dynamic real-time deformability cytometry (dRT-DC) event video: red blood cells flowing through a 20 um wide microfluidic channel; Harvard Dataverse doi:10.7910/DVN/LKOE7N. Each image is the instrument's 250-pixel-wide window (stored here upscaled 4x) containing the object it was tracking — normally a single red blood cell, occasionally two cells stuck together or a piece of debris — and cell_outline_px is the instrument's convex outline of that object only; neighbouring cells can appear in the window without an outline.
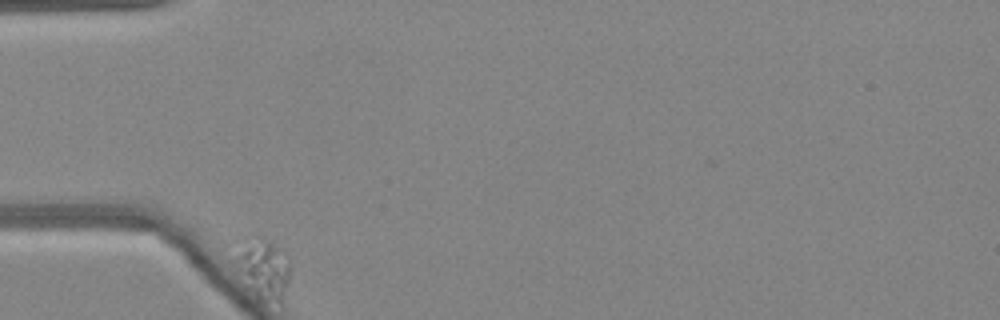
{"species": "common noctule bat (a hibernating species)", "species_latin": "Nyctalus noctula", "temperature_condition": "warm", "stored_images_in_passage": 39, "camera_frame_rate_fps": 3000, "um_per_image_px": 0.085, "animal": {"sex": "female", "body_mass_g": 24.6, "forearm_length_mm": 56.2}, "frame": {"image": 1, "passage_image": 1, "time_ms": 0.0, "image_size_px": [1000, 320], "cell_outline_px": [[292, 276], [284, 300], [280, 304], [260, 304], [244, 288], [236, 264], [236, 256], [240, 236], [256, 232], [272, 240], [288, 252], [292, 260]], "centroid_in_image_um": [22.43, 22.81], "position_along_channel_um": 62.6, "area_um2": 22.2}}
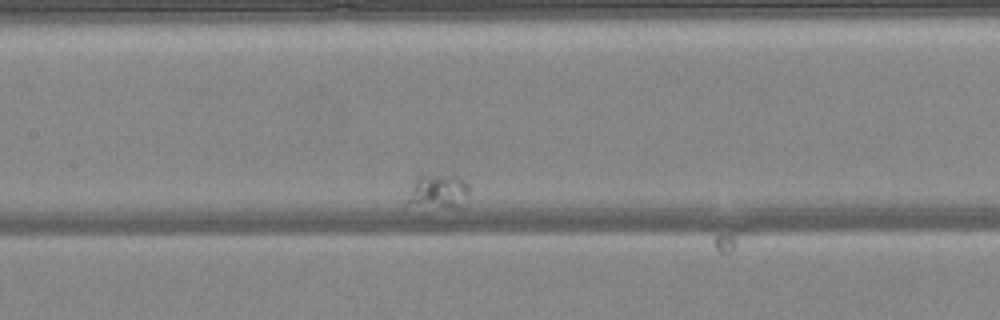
{"frame": {"image": 2, "passage_image": 17, "time_ms": 5.333, "image_size_px": [1000, 320], "cell_outline_px": [[468, 196], [460, 208], [404, 204], [404, 200], [416, 176], [456, 176], [464, 180], [468, 184]], "centroid_in_image_um": [37.21, 16.29], "position_along_channel_um": 170.2, "area_um2": 12.31}}
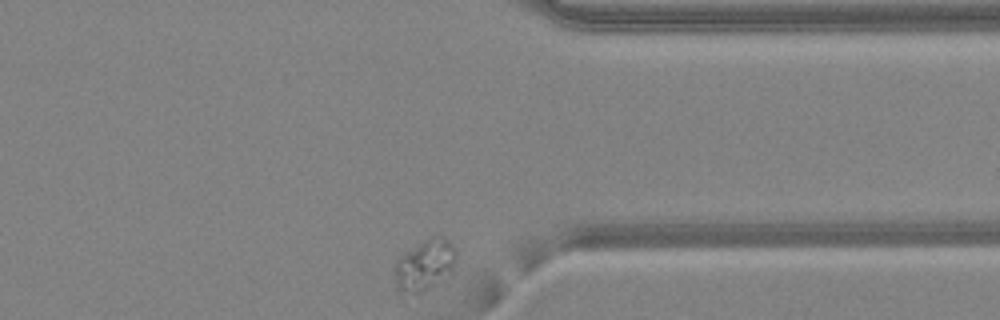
{"frame": {"image": 3, "passage_image": 39, "time_ms": 12.667, "image_size_px": [1000, 320], "cell_outline_px": [[456, 260], [452, 272], [416, 296], [400, 292], [396, 288], [396, 260], [404, 252], [424, 240], [432, 236], [444, 236], [456, 248]], "centroid_in_image_um": [36.11, 22.53], "position_along_channel_um": 375.3, "area_um2": 18.38}}